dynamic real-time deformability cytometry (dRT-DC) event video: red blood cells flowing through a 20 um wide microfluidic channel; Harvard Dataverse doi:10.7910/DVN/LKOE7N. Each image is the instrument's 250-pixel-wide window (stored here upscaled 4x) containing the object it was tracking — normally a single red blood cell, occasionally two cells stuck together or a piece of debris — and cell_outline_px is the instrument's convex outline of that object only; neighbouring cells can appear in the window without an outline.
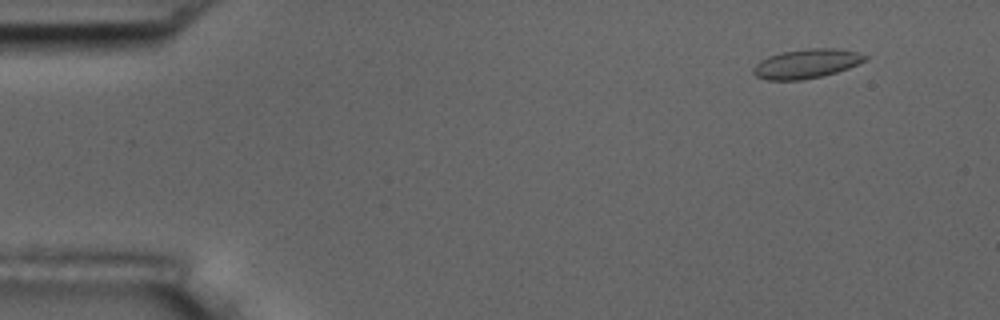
{"species": "common noctule bat (a hibernating species)", "species_latin": "Nyctalus noctula", "temperature_condition": "room temperature", "stored_images_in_passage": 5, "segment_of_instrument_passage": [2, 2], "camera_frame_rate_fps": 3000, "um_per_image_px": 0.085, "animal": {"sex": "male", "body_mass_g": 17.5, "forearm_length_mm": 52.3}, "frame": {"image": 1, "passage_image": 5, "time_ms": 4.667, "image_size_px": [1000, 320], "cell_outline_px": [[868, 60], [848, 68], [836, 72], [820, 76], [800, 80], [768, 80], [756, 76], [752, 72], [752, 68], [760, 60], [768, 56], [784, 52], [812, 48], [836, 48], [856, 52], [868, 56]], "centroid_in_image_um": [68.55, 5.41], "position_along_channel_um": 16.5, "area_um2": 18.9}}